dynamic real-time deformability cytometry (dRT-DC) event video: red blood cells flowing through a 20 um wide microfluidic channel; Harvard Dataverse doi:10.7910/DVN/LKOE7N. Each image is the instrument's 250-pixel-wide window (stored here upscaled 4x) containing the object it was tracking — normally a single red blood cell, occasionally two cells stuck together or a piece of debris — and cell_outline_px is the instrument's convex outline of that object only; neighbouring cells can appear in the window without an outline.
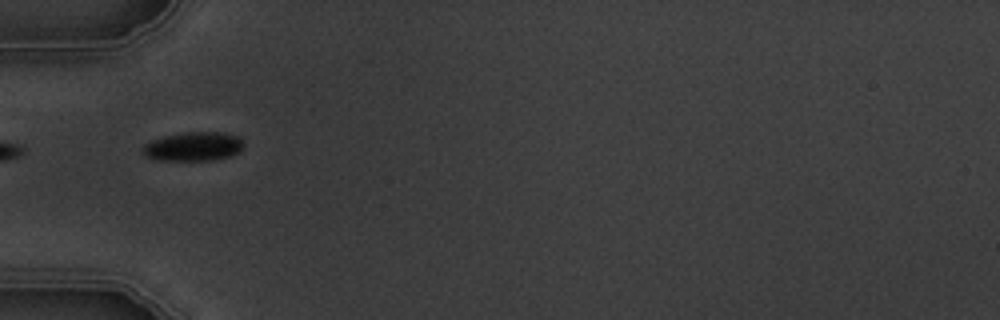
{"species": "common noctule bat (a hibernating species)", "species_latin": "Nyctalus noctula", "temperature_condition": "warm", "stored_images_in_passage": 7, "segment_of_instrument_passage": [2, 2], "camera_frame_rate_fps": 3000, "um_per_image_px": 0.085, "animal": {"sex": "male", "body_mass_g": 19.5, "forearm_length_mm": 54.6}, "frame": {"image": 1, "passage_image": 5, "time_ms": 4.667, "image_size_px": [1000, 320], "cell_outline_px": [[244, 144], [240, 152], [232, 156], [212, 160], [156, 160], [144, 156], [144, 144], [152, 140], [164, 136], [184, 132], [224, 132], [240, 136]], "centroid_in_image_um": [16.49, 12.45], "position_along_channel_um": 68.5, "area_um2": 17.22}}
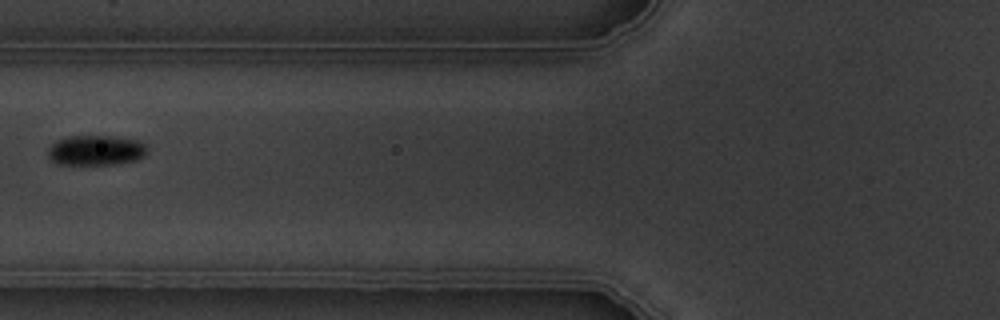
{"frame": {"image": 2, "passage_image": 6, "time_ms": 6.0, "image_size_px": [1000, 320], "cell_outline_px": [[148, 148], [144, 156], [136, 160], [116, 164], [56, 164], [48, 156], [48, 148], [56, 140], [72, 136], [108, 136], [136, 140], [148, 144]], "centroid_in_image_um": [8.16, 12.78], "position_along_channel_um": 117.6, "area_um2": 17.4}}
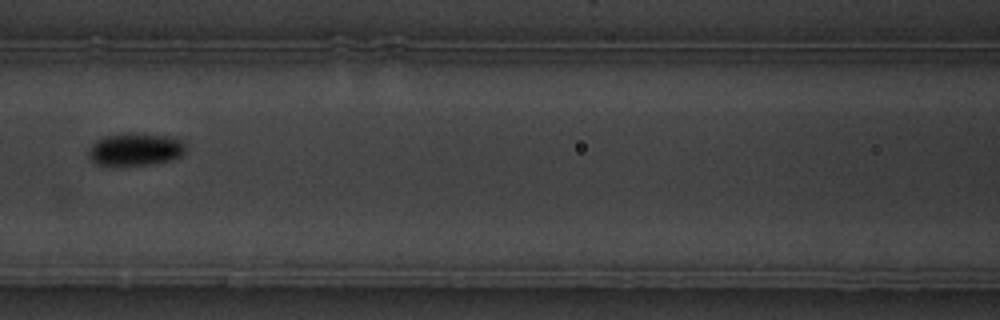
{"frame": {"image": 3, "passage_image": 7, "time_ms": 7.0, "image_size_px": [1000, 320], "cell_outline_px": [[188, 148], [180, 156], [172, 160], [152, 164], [112, 168], [96, 164], [88, 160], [88, 148], [96, 140], [104, 136], [128, 132], [132, 132], [172, 136], [180, 140]], "centroid_in_image_um": [11.44, 12.72], "position_along_channel_um": 155.2, "area_um2": 19.48}}